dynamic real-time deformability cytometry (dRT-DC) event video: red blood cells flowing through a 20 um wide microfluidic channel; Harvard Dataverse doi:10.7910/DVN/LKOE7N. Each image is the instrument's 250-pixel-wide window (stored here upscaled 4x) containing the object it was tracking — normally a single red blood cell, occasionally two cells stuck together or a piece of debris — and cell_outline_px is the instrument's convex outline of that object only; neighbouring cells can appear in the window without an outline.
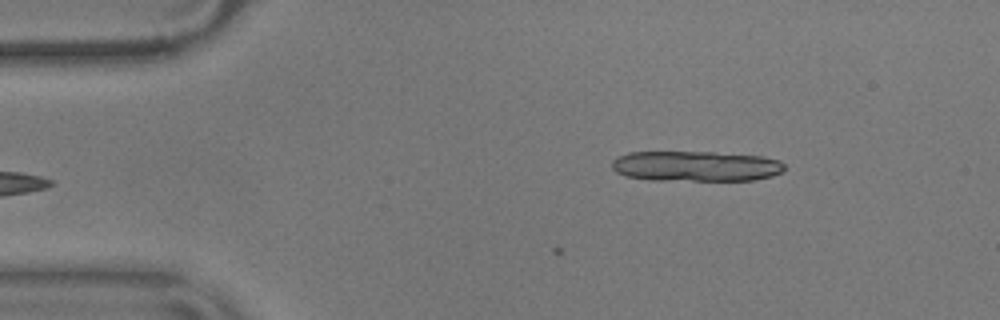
{"species": "common noctule bat (a hibernating species)", "species_latin": "Nyctalus noctula", "temperature_condition": "warm", "stored_images_in_passage": 4, "camera_frame_rate_fps": 3000, "um_per_image_px": 0.085, "animal": {"sex": "male", "body_mass_g": 17.9}, "frame": {"image": 1, "passage_image": 4, "time_ms": 1.0, "image_size_px": [1000, 320], "cell_outline_px": [[784, 172], [772, 176], [752, 180], [652, 180], [624, 176], [616, 172], [612, 168], [612, 160], [628, 152], [712, 152], [764, 156], [780, 160], [784, 164]], "centroid_in_image_um": [59.17, 14.12], "position_along_channel_um": 25.8, "area_um2": 30.75}}